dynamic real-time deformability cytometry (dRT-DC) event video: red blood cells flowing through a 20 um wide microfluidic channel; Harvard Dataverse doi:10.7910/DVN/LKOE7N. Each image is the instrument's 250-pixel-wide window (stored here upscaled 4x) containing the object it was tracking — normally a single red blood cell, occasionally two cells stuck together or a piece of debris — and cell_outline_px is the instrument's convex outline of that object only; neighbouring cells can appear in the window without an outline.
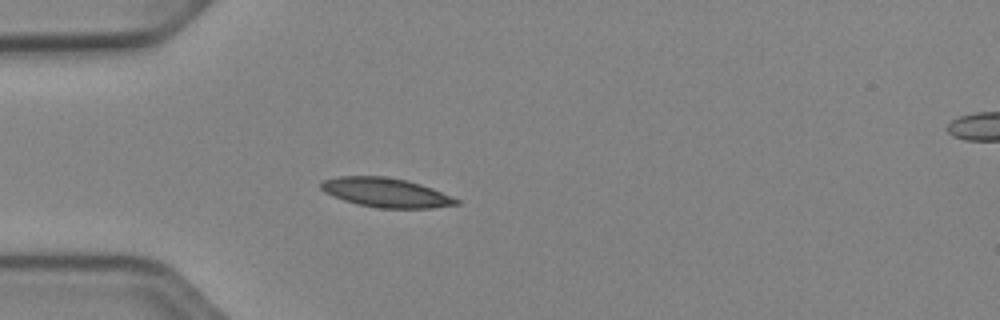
{"species": "Egyptian fruit bat (a non-hibernating species)", "species_latin": "Rousettus aegyptiacus", "temperature_condition": "cold", "stored_images_in_passage": 38, "camera_frame_rate_fps": 3000, "um_per_image_px": 0.085, "animal": {"sex": "female"}, "frame": {"image": 1, "passage_image": 1, "time_ms": 0.0, "image_size_px": [1000, 320], "cell_outline_px": [[460, 204], [432, 208], [380, 208], [356, 204], [332, 196], [324, 192], [320, 188], [320, 184], [324, 180], [340, 176], [384, 176], [408, 180], [432, 188], [452, 196], [460, 200]], "centroid_in_image_um": [32.81, 16.37], "position_along_channel_um": 52.2, "area_um2": 23.18}}
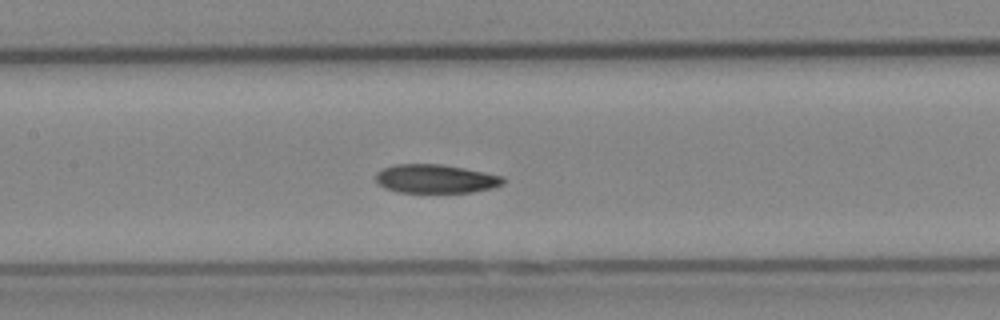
{"frame": {"image": 2, "passage_image": 11, "time_ms": 3.333, "image_size_px": [1000, 320], "cell_outline_px": [[504, 184], [492, 188], [472, 192], [396, 192], [384, 188], [376, 180], [376, 172], [384, 168], [396, 164], [440, 164], [464, 168], [504, 176]], "centroid_in_image_um": [37.03, 15.2], "position_along_channel_um": 170.4, "area_um2": 21.27}}
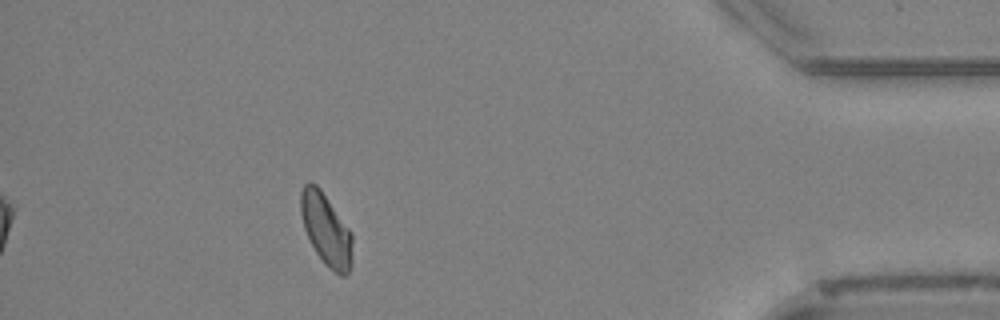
{"frame": {"image": 3, "passage_image": 33, "time_ms": 10.667, "image_size_px": [1000, 320], "cell_outline_px": [[352, 264], [348, 272], [344, 276], [340, 276], [328, 268], [324, 264], [316, 252], [304, 228], [300, 212], [300, 192], [304, 184], [308, 180], [316, 184], [320, 188], [352, 232]], "centroid_in_image_um": [27.72, 19.5], "position_along_channel_um": 407.5, "area_um2": 21.85}, "authors_computed_cell_mechanics": {"area_um2": 21.6172, "velocity_mm_per_s": 3.8843, "shape_relaxation_time_tau1_ms": 4.3788, "shape_relaxation_time_tau2_ms": null, "deformation_change_tau1": 0.0983, "deformation_change_tau2": null}}